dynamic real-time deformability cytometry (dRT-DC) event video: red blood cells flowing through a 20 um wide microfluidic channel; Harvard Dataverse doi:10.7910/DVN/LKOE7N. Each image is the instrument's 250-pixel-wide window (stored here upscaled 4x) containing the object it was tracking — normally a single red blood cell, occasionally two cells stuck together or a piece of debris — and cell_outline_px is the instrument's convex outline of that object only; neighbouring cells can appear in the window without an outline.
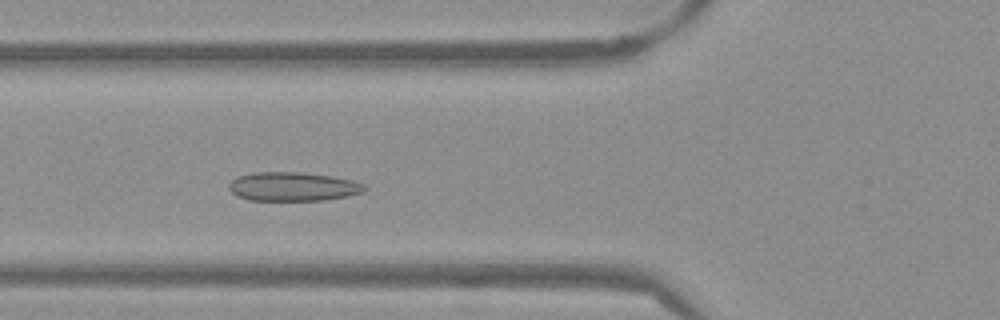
{"species": "Egyptian fruit bat (a non-hibernating species)", "species_latin": "Rousettus aegyptiacus", "temperature_condition": "warm", "stored_images_in_passage": 49, "camera_frame_rate_fps": 3000, "um_per_image_px": 0.085, "frame": {"image": 1, "passage_image": 16, "time_ms": 5.0, "image_size_px": [1000, 320], "cell_outline_px": [[368, 188], [364, 192], [348, 196], [324, 200], [248, 200], [236, 196], [228, 188], [228, 184], [236, 176], [252, 172], [300, 172], [332, 176], [352, 180], [364, 184]], "centroid_in_image_um": [24.89, 15.85], "position_along_channel_um": 100.9, "area_um2": 23.06}}
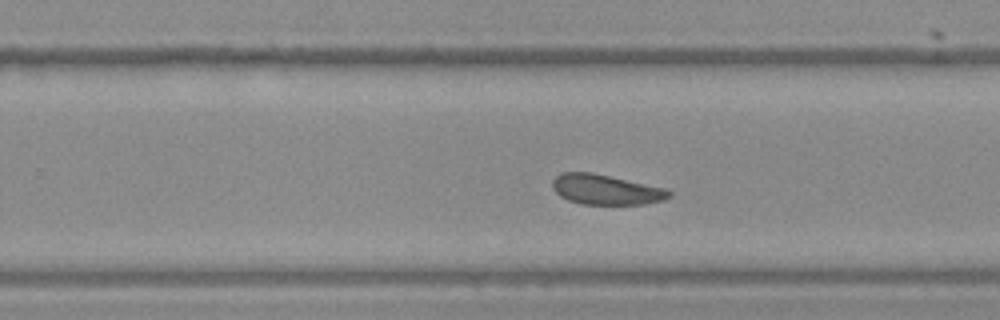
{"frame": {"image": 2, "passage_image": 30, "time_ms": 9.667, "image_size_px": [1000, 320], "cell_outline_px": [[672, 196], [664, 200], [644, 204], [580, 204], [568, 200], [560, 196], [552, 188], [552, 180], [560, 172], [592, 172], [664, 188], [672, 192]], "centroid_in_image_um": [51.47, 16.11], "position_along_channel_um": 278.3, "area_um2": 20.46}}
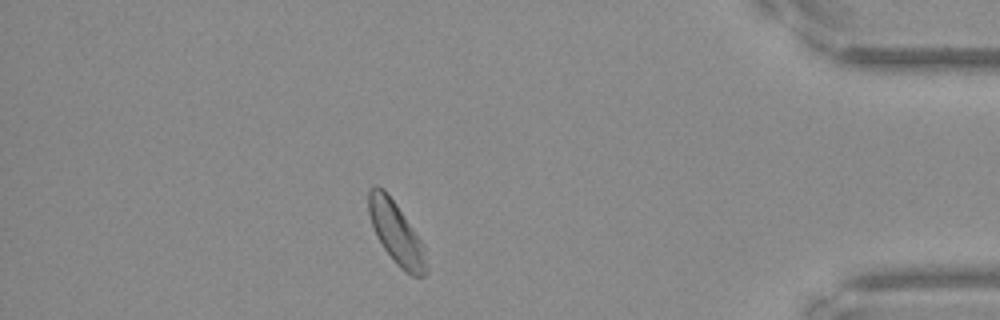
{"frame": {"image": 3, "passage_image": 43, "time_ms": 14.0, "image_size_px": [1000, 320], "cell_outline_px": [[428, 272], [424, 276], [412, 276], [404, 272], [396, 264], [384, 248], [376, 236], [368, 212], [368, 188], [372, 184], [376, 184], [384, 188], [396, 204], [424, 244], [428, 268]], "centroid_in_image_um": [33.68, 19.8], "position_along_channel_um": 401.5, "area_um2": 21.15}, "authors_computed_cell_mechanics": {"area_um2": 21.5594, "velocity_mm_per_s": 3.7959, "shape_relaxation_time_tau1_ms": 4.3977, "shape_relaxation_time_tau2_ms": 3.1644, "deformation_change_tau1": 0.0722, "deformation_change_tau2": 0.0619}}